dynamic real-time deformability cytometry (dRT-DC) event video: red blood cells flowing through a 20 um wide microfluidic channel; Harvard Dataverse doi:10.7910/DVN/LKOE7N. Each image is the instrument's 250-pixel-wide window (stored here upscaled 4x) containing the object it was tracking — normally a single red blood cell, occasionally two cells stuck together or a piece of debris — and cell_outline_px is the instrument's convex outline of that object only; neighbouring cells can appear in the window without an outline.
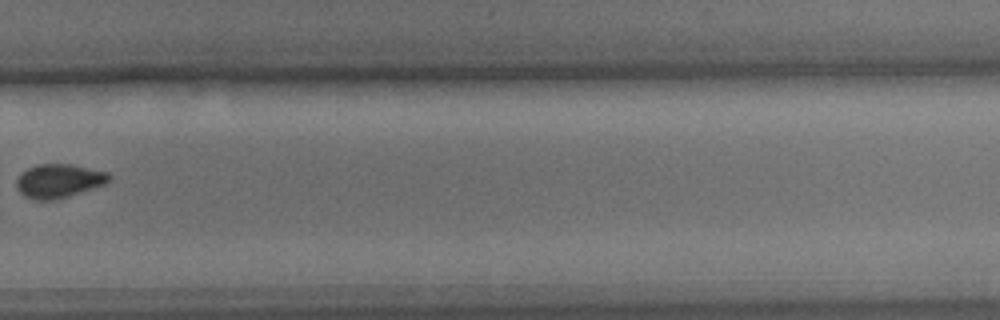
{"species": "common noctule bat (a hibernating species)", "species_latin": "Nyctalus noctula", "temperature_condition": "cold", "stored_images_in_passage": 11, "camera_frame_rate_fps": 3000, "um_per_image_px": 0.085, "animal": {"sex": "male", "body_mass_g": 15.6}, "frame": {"image": 1, "passage_image": 11, "time_ms": 3.333, "image_size_px": [1000, 320], "cell_outline_px": [[112, 180], [104, 184], [56, 200], [36, 200], [24, 196], [16, 188], [16, 176], [20, 172], [36, 164], [72, 164], [108, 172], [112, 176]], "centroid_in_image_um": [4.97, 15.36], "position_along_channel_um": 324.8, "area_um2": 18.44}}